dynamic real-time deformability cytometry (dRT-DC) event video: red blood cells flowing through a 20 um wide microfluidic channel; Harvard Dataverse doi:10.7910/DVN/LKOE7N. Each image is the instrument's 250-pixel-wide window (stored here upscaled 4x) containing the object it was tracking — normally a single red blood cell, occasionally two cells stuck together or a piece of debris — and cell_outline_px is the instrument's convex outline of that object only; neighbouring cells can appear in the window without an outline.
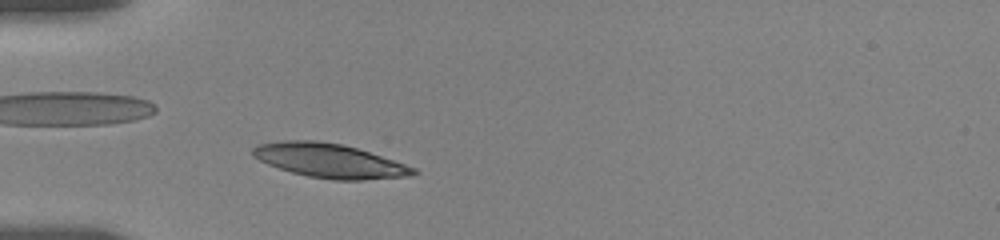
{"species": "human", "species_latin": "Homo sapiens", "temperature_condition": "room temperature", "stored_images_in_passage": 21, "camera_frame_rate_fps": 3000, "um_per_image_px": 0.085, "donor": {"sex": "female"}, "frame": {"image": 1, "passage_image": 5, "time_ms": 2.0, "image_size_px": [1000, 240], "cell_outline_px": [[420, 172], [412, 176], [364, 180], [332, 180], [308, 176], [292, 172], [268, 164], [252, 156], [252, 148], [256, 144], [280, 140], [316, 140], [344, 144], [416, 168]], "centroid_in_image_um": [27.99, 13.65], "position_along_channel_um": 57.0, "area_um2": 31.96}}
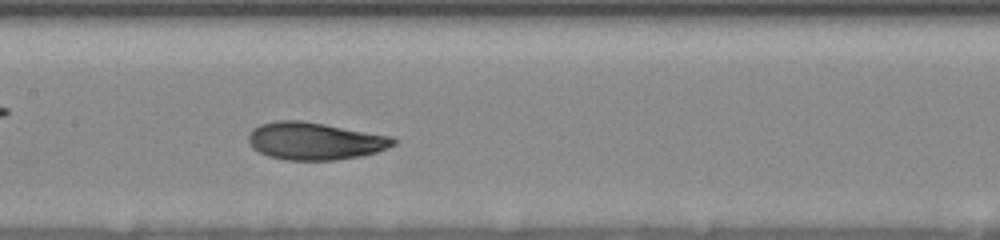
{"frame": {"image": 2, "passage_image": 13, "time_ms": 5.667, "image_size_px": [1000, 240], "cell_outline_px": [[400, 140], [396, 144], [388, 148], [376, 152], [360, 156], [336, 160], [288, 160], [268, 156], [252, 148], [248, 140], [248, 136], [252, 128], [260, 124], [280, 120], [300, 120], [324, 124], [392, 136]], "centroid_in_image_um": [26.78, 11.99], "position_along_channel_um": 180.6, "area_um2": 31.73}}
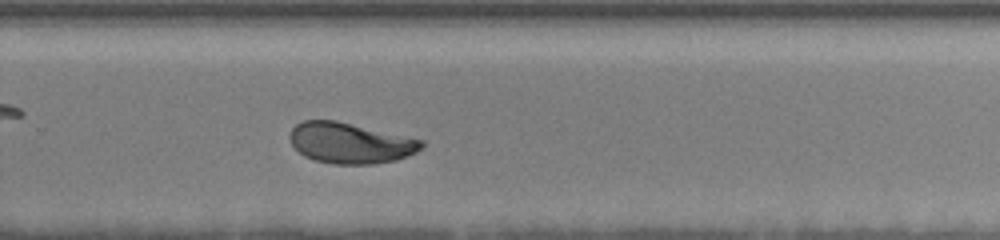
{"frame": {"image": 3, "passage_image": 21, "time_ms": 9.0, "image_size_px": [1000, 240], "cell_outline_px": [[424, 144], [416, 152], [396, 160], [372, 164], [332, 164], [316, 160], [304, 156], [288, 140], [288, 132], [296, 124], [304, 120], [336, 120], [424, 140]], "centroid_in_image_um": [29.73, 12.15], "position_along_channel_um": 300.1, "area_um2": 31.27}}